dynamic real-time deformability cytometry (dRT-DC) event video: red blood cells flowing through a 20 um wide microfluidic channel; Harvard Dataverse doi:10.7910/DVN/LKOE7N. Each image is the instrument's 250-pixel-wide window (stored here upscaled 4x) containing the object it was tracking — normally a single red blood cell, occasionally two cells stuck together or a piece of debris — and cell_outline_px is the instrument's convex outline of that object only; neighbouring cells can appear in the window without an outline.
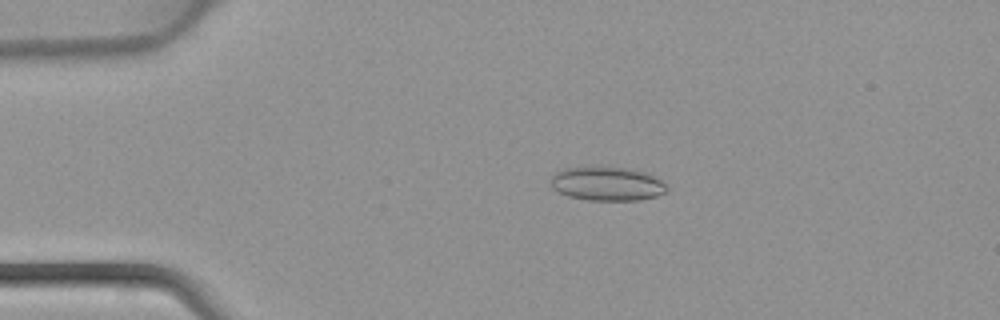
{"species": "common noctule bat (a hibernating species)", "species_latin": "Nyctalus noctula", "temperature_condition": "warm", "stored_images_in_passage": 37, "camera_frame_rate_fps": 3000, "um_per_image_px": 0.085, "animal": {"sex": "female", "body_mass_g": 22.7, "forearm_length_mm": 54.2}, "frame": {"image": 1, "passage_image": 8, "time_ms": 2.333, "image_size_px": [1000, 320], "cell_outline_px": [[668, 192], [656, 196], [640, 200], [588, 200], [568, 196], [552, 188], [552, 176], [556, 172], [564, 168], [596, 164], [624, 168], [648, 172], [668, 184]], "centroid_in_image_um": [51.64, 15.58], "position_along_channel_um": 33.4, "area_um2": 23.64}}
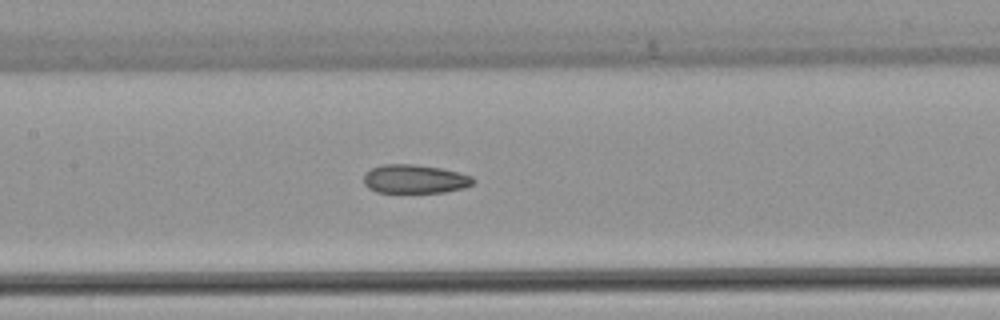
{"frame": {"image": 2, "passage_image": 20, "time_ms": 6.333, "image_size_px": [1000, 320], "cell_outline_px": [[476, 180], [472, 184], [464, 188], [444, 192], [376, 192], [368, 188], [364, 184], [364, 172], [372, 168], [384, 164], [412, 164], [440, 168], [472, 176]], "centroid_in_image_um": [35.23, 15.22], "position_along_channel_um": 172.2, "area_um2": 18.26}}
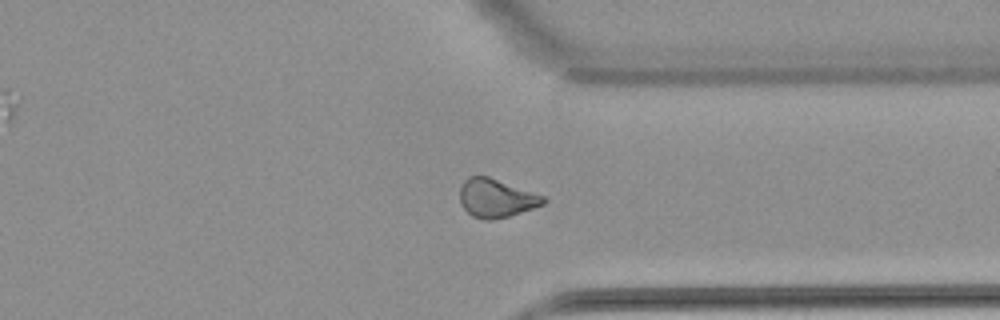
{"frame": {"image": 3, "passage_image": 33, "time_ms": 10.667, "image_size_px": [1000, 320], "cell_outline_px": [[548, 200], [544, 204], [508, 216], [492, 220], [484, 220], [472, 216], [460, 204], [460, 188], [464, 180], [468, 176], [488, 176], [544, 196]], "centroid_in_image_um": [42.15, 16.84], "position_along_channel_um": 369.2, "area_um2": 18.61}}